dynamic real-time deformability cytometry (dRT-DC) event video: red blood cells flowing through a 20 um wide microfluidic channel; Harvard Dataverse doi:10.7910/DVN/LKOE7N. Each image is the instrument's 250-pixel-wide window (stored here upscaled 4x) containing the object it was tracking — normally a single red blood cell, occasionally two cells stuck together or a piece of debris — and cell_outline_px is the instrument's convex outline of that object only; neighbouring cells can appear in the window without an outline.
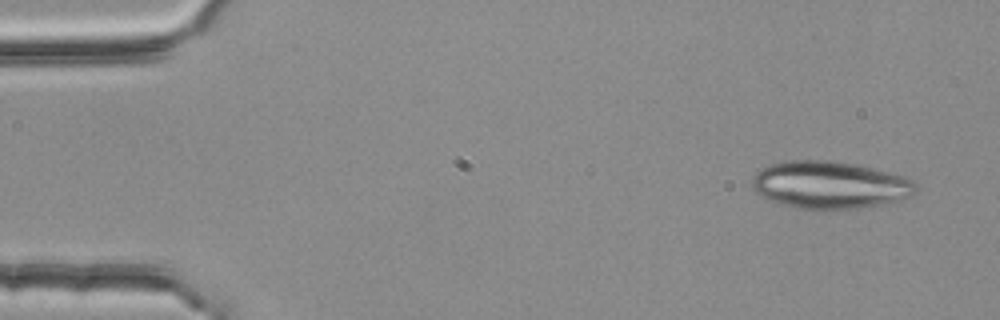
{"species": "common noctule bat (a hibernating species)", "species_latin": "Nyctalus noctula", "temperature_condition": "room temperature", "stored_images_in_passage": 3, "camera_frame_rate_fps": 3000, "um_per_image_px": 0.085, "animal": {"sex": "female", "body_mass_g": 25.1}, "frame": {"image": 1, "passage_image": 1, "time_ms": 0.0, "image_size_px": [1000, 320], "cell_outline_px": [[916, 192], [900, 200], [884, 204], [856, 208], [800, 208], [784, 204], [760, 196], [752, 188], [752, 176], [756, 172], [768, 164], [788, 160], [824, 160], [856, 164], [904, 176], [912, 180], [916, 184]], "centroid_in_image_um": [70.51, 15.7], "position_along_channel_um": 14.5, "area_um2": 44.85}}